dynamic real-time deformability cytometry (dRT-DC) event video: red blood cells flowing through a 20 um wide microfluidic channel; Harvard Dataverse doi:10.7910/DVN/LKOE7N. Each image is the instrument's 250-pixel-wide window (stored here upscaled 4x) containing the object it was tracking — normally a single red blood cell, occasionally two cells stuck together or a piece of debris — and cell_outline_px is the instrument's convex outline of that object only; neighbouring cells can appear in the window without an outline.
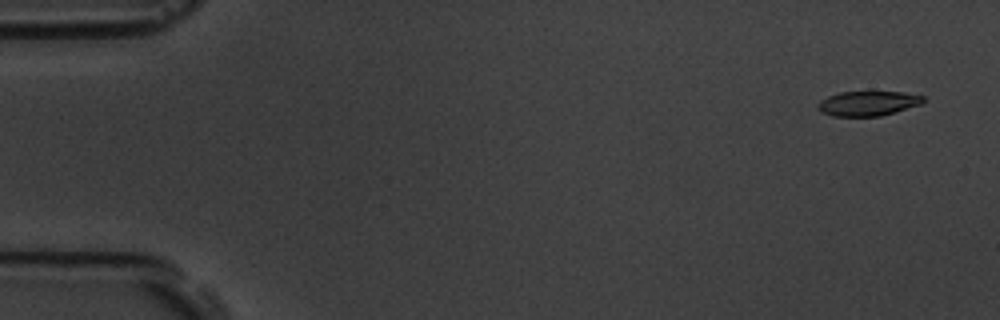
{"species": "common noctule bat (a hibernating species)", "species_latin": "Nyctalus noctula", "temperature_condition": "room temperature", "stored_images_in_passage": 5, "camera_frame_rate_fps": 3000, "um_per_image_px": 0.085, "animal": {"sex": "male", "body_mass_g": 19.5, "forearm_length_mm": 54.6}, "frame": {"image": 1, "passage_image": 1, "time_ms": 0.0, "image_size_px": [1000, 320], "cell_outline_px": [[924, 100], [920, 104], [880, 116], [832, 116], [820, 112], [816, 108], [816, 104], [820, 100], [828, 96], [840, 92], [904, 92], [924, 96]], "centroid_in_image_um": [73.71, 8.79], "position_along_channel_um": 11.3, "area_um2": 15.14}}
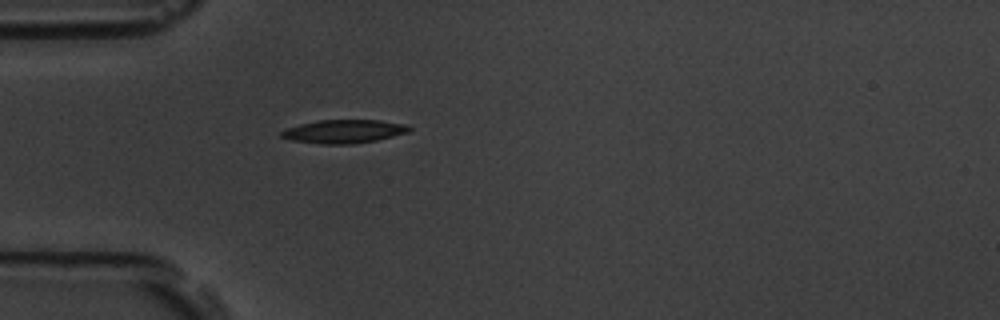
{"frame": {"image": 2, "passage_image": 5, "time_ms": 1.333, "image_size_px": [1000, 320], "cell_outline_px": [[412, 128], [408, 132], [376, 140], [352, 144], [320, 144], [292, 140], [280, 136], [280, 132], [288, 128], [300, 124], [316, 120], [380, 120], [408, 124]], "centroid_in_image_um": [29.25, 11.16], "position_along_channel_um": 55.8, "area_um2": 17.46}}